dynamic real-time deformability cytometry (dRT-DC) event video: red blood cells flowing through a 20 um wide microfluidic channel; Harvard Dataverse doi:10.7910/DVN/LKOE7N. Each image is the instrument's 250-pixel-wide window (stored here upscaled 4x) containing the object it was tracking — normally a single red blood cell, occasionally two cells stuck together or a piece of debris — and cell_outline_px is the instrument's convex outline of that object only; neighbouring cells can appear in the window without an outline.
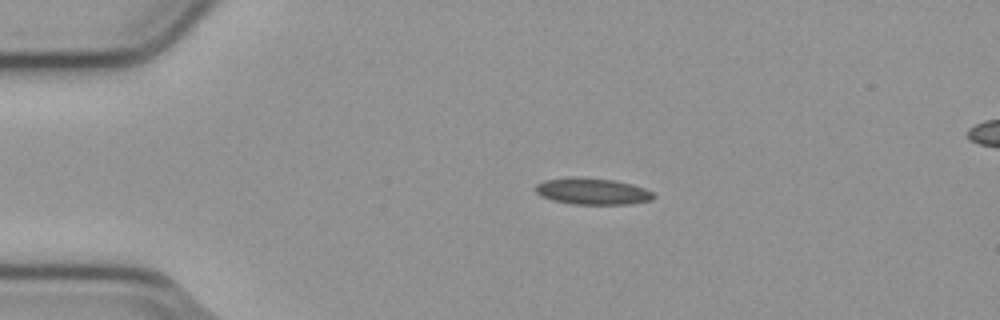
{"species": "common noctule bat (a hibernating species)", "species_latin": "Nyctalus noctula", "temperature_condition": "cold", "stored_images_in_passage": 44, "camera_frame_rate_fps": 3000, "um_per_image_px": 0.085, "animal": {"sex": "male", "body_mass_g": 23.1, "forearm_length_mm": 52.7}, "frame": {"image": 1, "passage_image": 1, "time_ms": 0.0, "image_size_px": [1000, 320], "cell_outline_px": [[656, 196], [652, 200], [628, 204], [572, 204], [552, 200], [536, 192], [536, 184], [544, 180], [612, 180], [632, 184], [644, 188], [652, 192]], "centroid_in_image_um": [50.44, 16.32], "position_along_channel_um": 34.6, "area_um2": 17.17}}
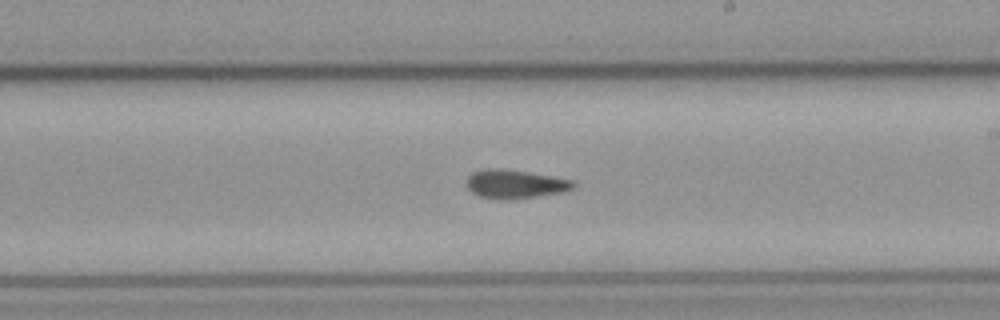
{"frame": {"image": 2, "passage_image": 21, "time_ms": 6.667, "image_size_px": [1000, 320], "cell_outline_px": [[576, 184], [572, 188], [564, 192], [512, 200], [496, 200], [480, 196], [472, 192], [464, 184], [464, 180], [472, 172], [488, 168], [500, 168], [528, 172], [572, 180]], "centroid_in_image_um": [43.72, 15.66], "position_along_channel_um": 245.3, "area_um2": 18.09}}
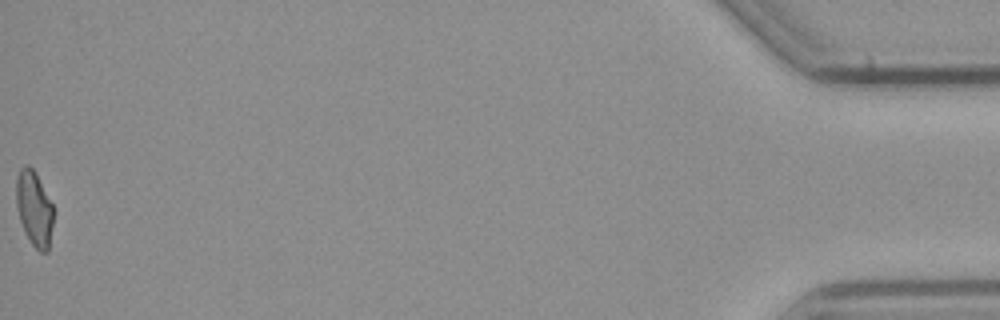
{"frame": {"image": 3, "passage_image": 44, "time_ms": 14.333, "image_size_px": [1000, 320], "cell_outline_px": [[52, 224], [48, 252], [40, 252], [32, 244], [20, 220], [16, 208], [16, 176], [20, 168], [24, 164], [28, 164], [36, 172], [52, 204]], "centroid_in_image_um": [2.88, 17.67], "position_along_channel_um": 432.3, "area_um2": 16.13}, "authors_computed_cell_mechanics": {"area_um2": 17.3689, "velocity_mm_per_s": 3.7958, "shape_relaxation_time_tau1_ms": null, "shape_relaxation_time_tau2_ms": 4.8884, "deformation_change_tau1": null, "deformation_change_tau2": 0.1057}}